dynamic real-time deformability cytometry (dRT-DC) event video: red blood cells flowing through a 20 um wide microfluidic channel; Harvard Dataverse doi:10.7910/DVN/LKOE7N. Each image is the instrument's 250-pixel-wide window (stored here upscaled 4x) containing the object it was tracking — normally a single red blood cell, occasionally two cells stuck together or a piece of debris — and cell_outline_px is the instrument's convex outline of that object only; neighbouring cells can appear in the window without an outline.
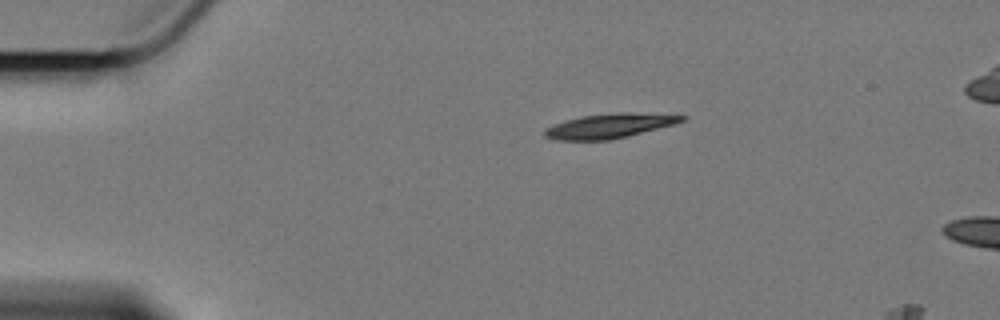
{"species": "Egyptian fruit bat (a non-hibernating species)", "species_latin": "Rousettus aegyptiacus", "temperature_condition": "cold", "stored_images_in_passage": 7, "camera_frame_rate_fps": 3000, "um_per_image_px": 0.085, "animal": {"sex": "female"}, "frame": {"image": 1, "passage_image": 1, "time_ms": 0.0, "image_size_px": [1000, 320], "cell_outline_px": [[688, 116], [684, 120], [676, 124], [628, 136], [608, 140], [556, 140], [544, 136], [544, 128], [564, 120], [580, 116], [616, 112], [624, 112]], "centroid_in_image_um": [51.77, 10.7], "position_along_channel_um": 33.2, "area_um2": 19.65}}